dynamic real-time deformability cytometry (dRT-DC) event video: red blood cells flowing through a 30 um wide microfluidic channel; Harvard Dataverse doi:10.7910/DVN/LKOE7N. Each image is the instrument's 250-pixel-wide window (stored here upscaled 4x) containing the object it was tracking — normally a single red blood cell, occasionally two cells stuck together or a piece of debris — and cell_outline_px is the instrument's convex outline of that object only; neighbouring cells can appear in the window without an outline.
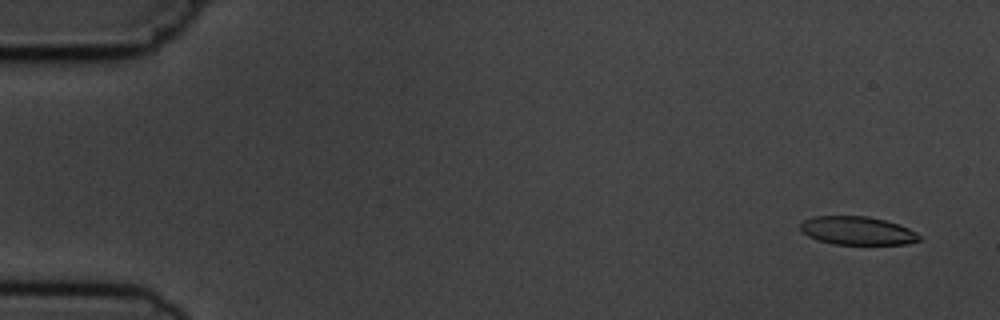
{"species": "common noctule bat (a hibernating species)", "species_latin": "Nyctalus noctula", "temperature_condition": "cold", "stored_images_in_passage": 4, "camera_frame_rate_fps": 3000, "um_per_image_px": 0.085, "animal": {"sex": "male", "body_mass_g": 19.5, "forearm_length_mm": 54.6}, "frame": {"image": 1, "passage_image": 1, "time_ms": 0.0, "image_size_px": [1000, 320], "cell_outline_px": [[920, 240], [904, 244], [832, 244], [816, 240], [808, 236], [800, 228], [800, 224], [804, 220], [816, 216], [868, 216], [900, 224], [916, 232], [920, 236]], "centroid_in_image_um": [72.87, 19.61], "position_along_channel_um": 12.1, "area_um2": 19.59}}
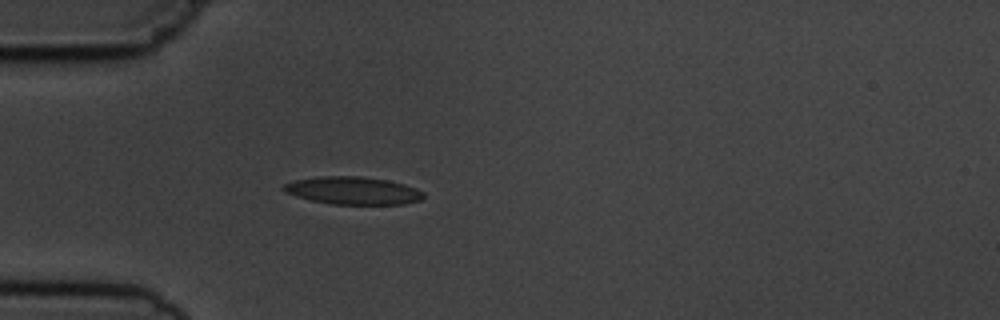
{"frame": {"image": 2, "passage_image": 4, "time_ms": 4.333, "image_size_px": [1000, 320], "cell_outline_px": [[424, 196], [420, 200], [404, 204], [332, 204], [312, 200], [296, 196], [284, 192], [280, 188], [284, 184], [296, 180], [316, 176], [364, 176], [388, 180], [404, 184], [416, 188], [424, 192]], "centroid_in_image_um": [29.99, 16.19], "position_along_channel_um": 55.0, "area_um2": 22.66}}